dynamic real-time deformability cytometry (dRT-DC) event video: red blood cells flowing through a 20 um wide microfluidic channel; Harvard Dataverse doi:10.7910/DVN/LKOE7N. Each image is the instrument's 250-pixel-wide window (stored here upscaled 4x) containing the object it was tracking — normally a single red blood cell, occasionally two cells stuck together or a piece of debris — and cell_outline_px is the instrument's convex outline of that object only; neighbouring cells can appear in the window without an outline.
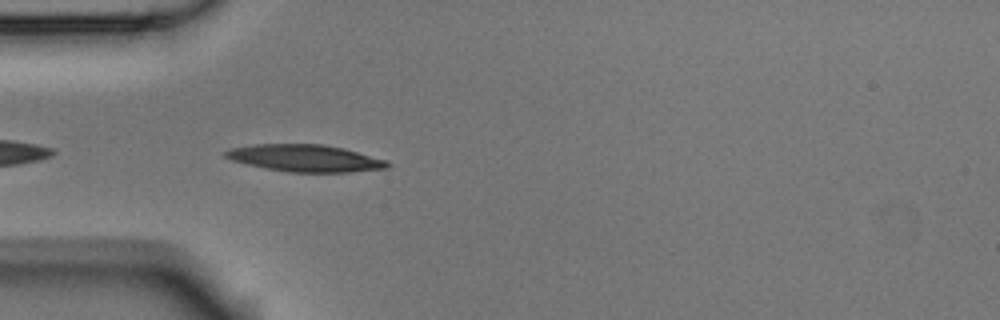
{"species": "Egyptian fruit bat (a non-hibernating species)", "species_latin": "Rousettus aegyptiacus", "temperature_condition": "room temperature", "stored_images_in_passage": 6, "camera_frame_rate_fps": 3000, "um_per_image_px": 0.085, "animal": {"sex": "male"}, "frame": {"image": 1, "passage_image": 6, "time_ms": 1.667, "image_size_px": [1000, 320], "cell_outline_px": [[392, 164], [388, 168], [348, 172], [288, 172], [248, 164], [232, 160], [224, 156], [224, 152], [232, 148], [252, 144], [324, 144], [344, 148], [384, 160]], "centroid_in_image_um": [25.94, 13.44], "position_along_channel_um": 59.1, "area_um2": 25.26}}